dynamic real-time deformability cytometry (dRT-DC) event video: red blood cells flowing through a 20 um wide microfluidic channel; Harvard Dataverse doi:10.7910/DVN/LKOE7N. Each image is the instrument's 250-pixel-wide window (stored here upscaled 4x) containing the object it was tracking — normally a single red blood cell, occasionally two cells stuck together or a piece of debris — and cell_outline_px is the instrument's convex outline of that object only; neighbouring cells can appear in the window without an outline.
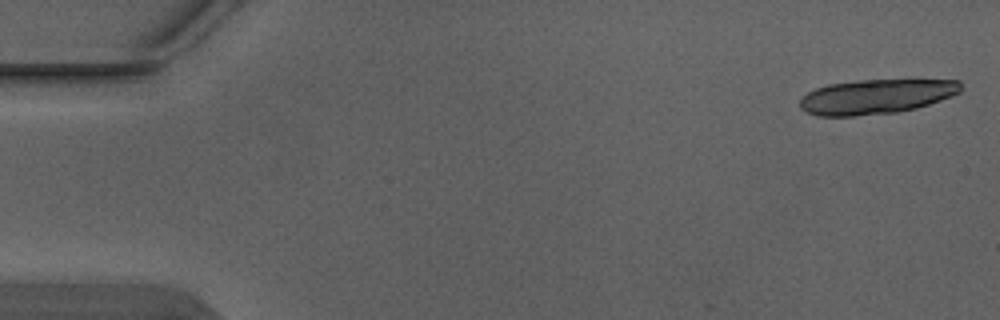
{"species": "Egyptian fruit bat (a non-hibernating species)", "species_latin": "Rousettus aegyptiacus", "temperature_condition": "warm", "stored_images_in_passage": 3, "camera_frame_rate_fps": 3000, "um_per_image_px": 0.085, "animal": {"sex": "male"}, "frame": {"image": 1, "passage_image": 1, "time_ms": 0.0, "image_size_px": [1000, 320], "cell_outline_px": [[960, 92], [952, 96], [916, 108], [896, 112], [852, 116], [820, 116], [808, 112], [800, 108], [800, 100], [808, 92], [816, 88], [828, 84], [856, 80], [960, 80]], "centroid_in_image_um": [74.45, 8.2], "position_along_channel_um": 10.5, "area_um2": 32.25}}